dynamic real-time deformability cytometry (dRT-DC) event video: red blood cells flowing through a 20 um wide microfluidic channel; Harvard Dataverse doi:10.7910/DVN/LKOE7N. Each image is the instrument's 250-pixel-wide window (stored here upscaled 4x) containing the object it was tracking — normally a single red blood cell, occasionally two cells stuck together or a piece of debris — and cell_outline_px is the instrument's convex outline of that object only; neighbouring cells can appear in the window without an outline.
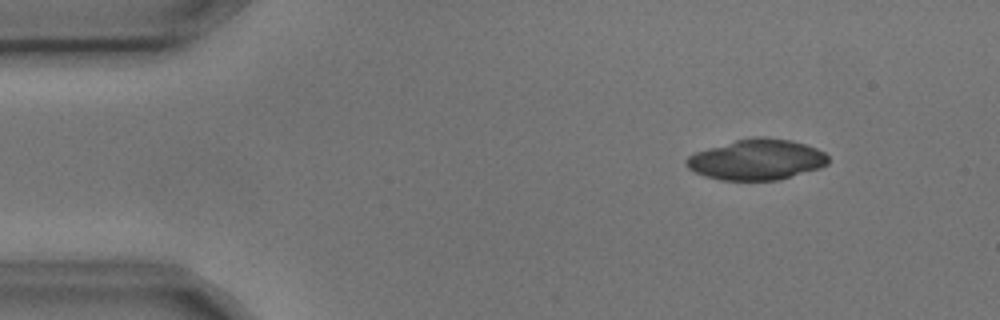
{"species": "common noctule bat (a hibernating species)", "species_latin": "Nyctalus noctula", "temperature_condition": "cold", "stored_images_in_passage": 3, "camera_frame_rate_fps": 3000, "um_per_image_px": 0.085, "animal": {"sex": "male", "body_mass_g": 17.9, "forearm_length_mm": 54.2}, "frame": {"image": 1, "passage_image": 1, "time_ms": 0.0, "image_size_px": [1000, 320], "cell_outline_px": [[828, 164], [820, 168], [780, 180], [720, 180], [704, 176], [688, 168], [684, 164], [684, 160], [688, 156], [696, 152], [708, 148], [736, 140], [752, 136], [764, 136], [792, 140], [816, 148], [824, 152], [828, 156]], "centroid_in_image_um": [64.32, 13.56], "position_along_channel_um": 20.7, "area_um2": 33.81}}